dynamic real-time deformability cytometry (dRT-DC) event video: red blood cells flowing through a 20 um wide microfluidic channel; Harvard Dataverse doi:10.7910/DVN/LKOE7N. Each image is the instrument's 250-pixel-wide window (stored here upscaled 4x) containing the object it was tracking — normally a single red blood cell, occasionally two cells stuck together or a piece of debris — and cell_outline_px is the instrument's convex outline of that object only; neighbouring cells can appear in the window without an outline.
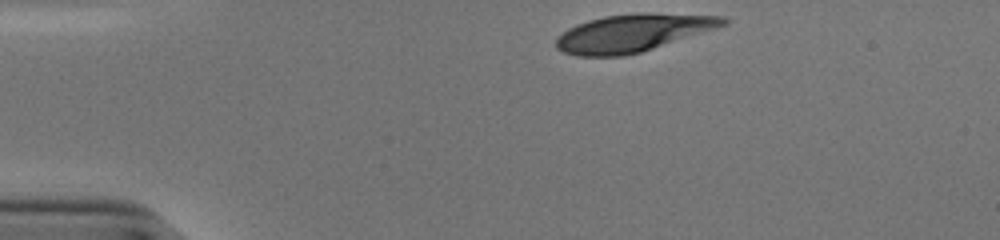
{"species": "human", "species_latin": "Homo sapiens", "temperature_condition": "cold", "stored_images_in_passage": 34, "camera_frame_rate_fps": 3000, "um_per_image_px": 0.085, "donor": {"sex": "male"}, "frame": {"image": 1, "passage_image": 1, "time_ms": 0.0, "image_size_px": [1000, 240], "cell_outline_px": [[728, 24], [716, 28], [640, 52], [624, 56], [576, 56], [564, 52], [556, 48], [556, 40], [568, 28], [576, 24], [588, 20], [604, 16], [636, 12], [648, 12], [724, 16], [728, 20]], "centroid_in_image_um": [53.79, 2.78], "position_along_channel_um": 31.2, "area_um2": 36.53}}
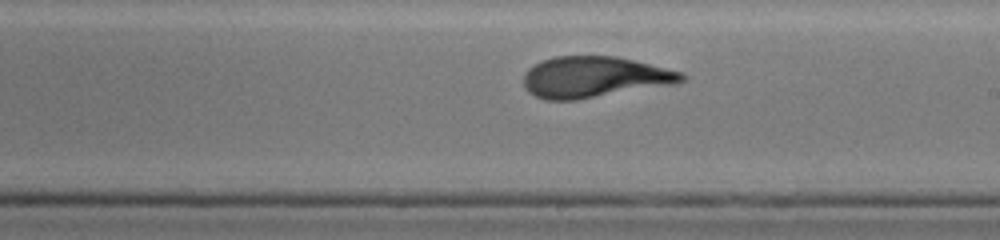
{"frame": {"image": 2, "passage_image": 22, "time_ms": 7.0, "image_size_px": [1000, 240], "cell_outline_px": [[688, 76], [684, 80], [676, 84], [576, 100], [544, 100], [528, 92], [524, 88], [524, 72], [528, 68], [544, 60], [556, 56], [616, 56], [684, 72]], "centroid_in_image_um": [50.54, 6.56], "position_along_channel_um": 238.5, "area_um2": 37.97}}
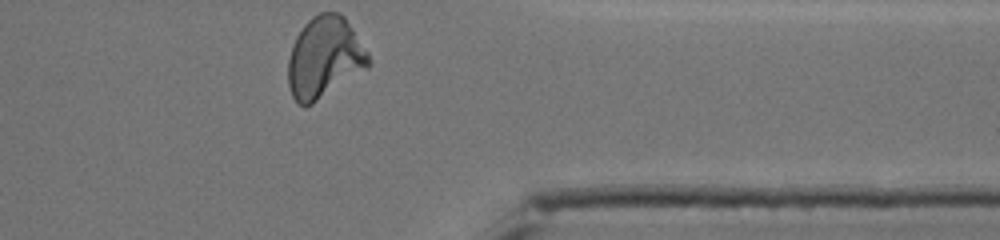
{"frame": {"image": 3, "passage_image": 34, "time_ms": 11.0, "image_size_px": [1000, 240], "cell_outline_px": [[372, 60], [368, 68], [312, 104], [304, 108], [292, 96], [288, 84], [288, 60], [292, 44], [296, 36], [304, 24], [312, 16], [320, 12], [336, 12], [344, 16], [368, 52]], "centroid_in_image_um": [27.58, 4.89], "position_along_channel_um": 383.8, "area_um2": 38.15}, "authors_computed_cell_mechanics": {"area_um2": 37.7723, "velocity_mm_per_s": 3.8475, "shape_relaxation_time_tau1_ms": 5.0373, "shape_relaxation_time_tau2_ms": 1.0628, "deformation_change_tau1": 0.2065, "deformation_change_tau2": 0.0744}}